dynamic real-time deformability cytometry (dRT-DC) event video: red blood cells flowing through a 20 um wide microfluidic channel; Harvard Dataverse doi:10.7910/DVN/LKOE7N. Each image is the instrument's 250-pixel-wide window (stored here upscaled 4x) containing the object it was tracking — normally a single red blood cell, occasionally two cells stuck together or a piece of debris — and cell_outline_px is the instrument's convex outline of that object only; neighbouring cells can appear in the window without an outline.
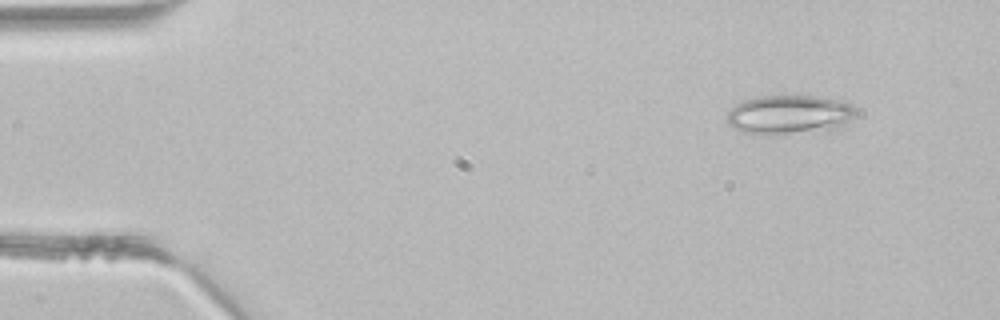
{"species": "common noctule bat (a hibernating species)", "species_latin": "Nyctalus noctula", "temperature_condition": "room temperature", "stored_images_in_passage": 4, "camera_frame_rate_fps": 3000, "um_per_image_px": 0.085, "animal": {"sex": "male", "body_mass_g": 21.5, "forearm_length_mm": 52.0}, "frame": {"image": 1, "passage_image": 1, "time_ms": 0.0, "image_size_px": [1000, 320], "cell_outline_px": [[856, 116], [836, 128], [788, 132], [744, 132], [732, 128], [728, 124], [728, 112], [736, 104], [744, 100], [760, 96], [816, 96], [836, 100], [848, 104], [856, 108]], "centroid_in_image_um": [67.07, 9.7], "position_along_channel_um": 17.9, "area_um2": 28.15}}